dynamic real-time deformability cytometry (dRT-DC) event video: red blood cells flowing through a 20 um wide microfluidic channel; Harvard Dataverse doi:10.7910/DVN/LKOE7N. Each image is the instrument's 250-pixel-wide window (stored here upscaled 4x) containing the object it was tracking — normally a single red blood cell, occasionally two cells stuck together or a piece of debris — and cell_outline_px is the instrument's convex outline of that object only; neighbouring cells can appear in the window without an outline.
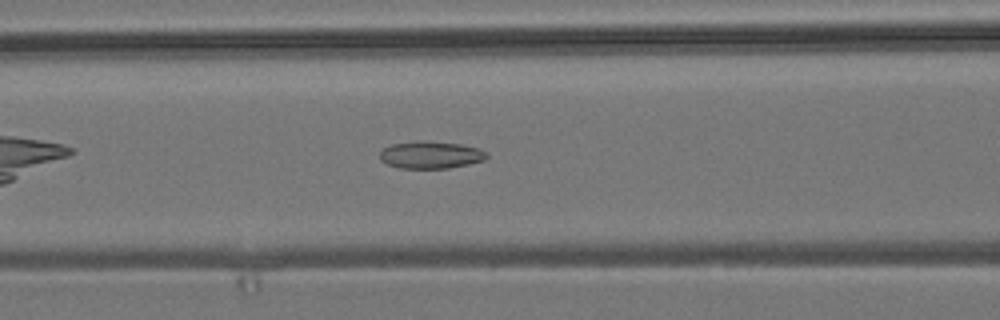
{"species": "common noctule bat (a hibernating species)", "species_latin": "Nyctalus noctula", "temperature_condition": "room temperature", "stored_images_in_passage": 38, "camera_frame_rate_fps": 3000, "um_per_image_px": 0.085, "animal": {"sex": "male", "body_mass_g": 19.2, "forearm_length_mm": 51.8}, "frame": {"image": 1, "passage_image": 12, "time_ms": 3.667, "image_size_px": [1000, 320], "cell_outline_px": [[488, 156], [484, 160], [468, 164], [448, 168], [400, 168], [388, 164], [380, 160], [380, 152], [384, 148], [392, 144], [416, 140], [424, 140], [460, 144], [476, 148], [488, 152]], "centroid_in_image_um": [36.6, 13.15], "position_along_channel_um": 130.0, "area_um2": 16.99}}
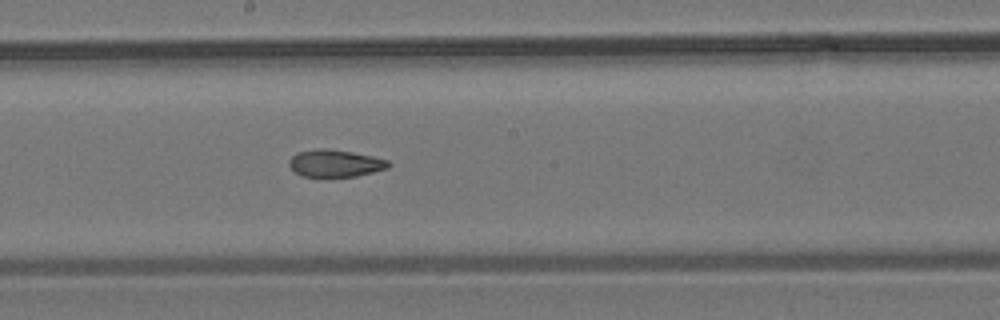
{"frame": {"image": 2, "passage_image": 19, "time_ms": 6.0, "image_size_px": [1000, 320], "cell_outline_px": [[392, 164], [388, 168], [356, 176], [320, 180], [304, 176], [296, 172], [288, 164], [288, 160], [296, 152], [320, 148], [328, 148], [352, 152], [372, 156], [388, 160]], "centroid_in_image_um": [28.46, 13.92], "position_along_channel_um": 219.7, "area_um2": 16.42}}
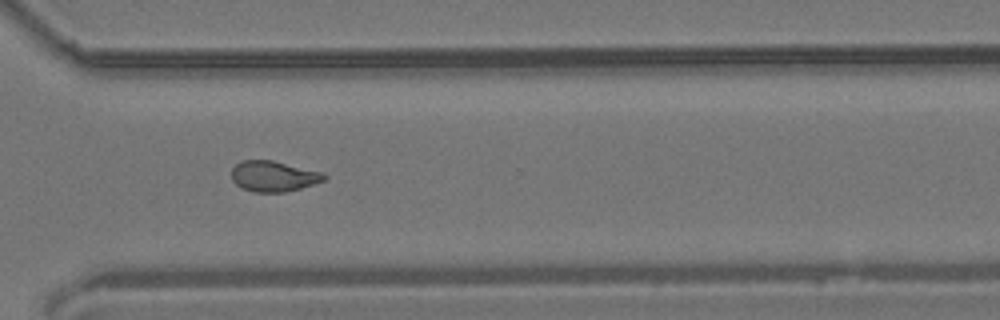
{"frame": {"image": 3, "passage_image": 29, "time_ms": 9.333, "image_size_px": [1000, 320], "cell_outline_px": [[328, 176], [324, 180], [300, 188], [284, 192], [252, 192], [236, 184], [232, 180], [232, 168], [236, 164], [244, 160], [272, 160], [324, 172]], "centroid_in_image_um": [23.26, 14.97], "position_along_channel_um": 347.3, "area_um2": 16.47}, "authors_computed_cell_mechanics": {"area_um2": 16.4441, "velocity_mm_per_s": 3.8467, "shape_relaxation_time_tau1_ms": null, "shape_relaxation_time_tau2_ms": 2.7887, "deformation_change_tau1": null, "deformation_change_tau2": 0.0932}}